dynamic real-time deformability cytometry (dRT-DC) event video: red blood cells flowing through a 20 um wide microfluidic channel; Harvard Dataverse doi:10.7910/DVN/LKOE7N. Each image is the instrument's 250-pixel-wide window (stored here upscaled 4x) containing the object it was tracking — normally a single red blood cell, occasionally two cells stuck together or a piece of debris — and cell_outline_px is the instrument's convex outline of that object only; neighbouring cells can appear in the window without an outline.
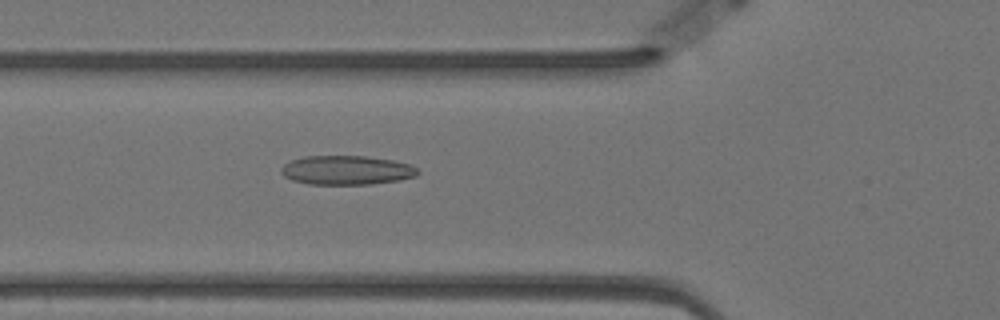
{"species": "Egyptian fruit bat (a non-hibernating species)", "species_latin": "Rousettus aegyptiacus", "temperature_condition": "warm", "stored_images_in_passage": 57, "camera_frame_rate_fps": 3000, "um_per_image_px": 0.085, "animal": {"sex": "female"}, "frame": {"image": 1, "passage_image": 20, "time_ms": 6.333, "image_size_px": [1000, 320], "cell_outline_px": [[420, 172], [416, 176], [400, 180], [372, 184], [308, 184], [292, 180], [284, 176], [280, 172], [280, 168], [284, 164], [292, 160], [304, 156], [368, 156], [392, 160], [412, 164]], "centroid_in_image_um": [29.47, 14.46], "position_along_channel_um": 96.3, "area_um2": 23.35}}
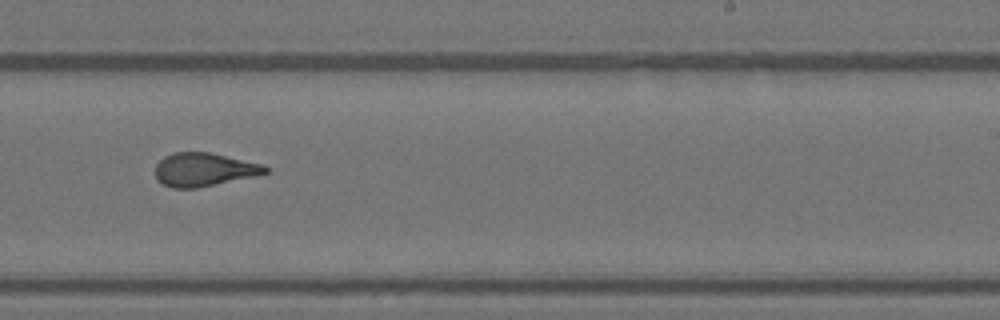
{"frame": {"image": 2, "passage_image": 35, "time_ms": 11.333, "image_size_px": [1000, 320], "cell_outline_px": [[268, 172], [256, 176], [196, 188], [172, 188], [156, 180], [156, 164], [164, 156], [172, 152], [208, 152], [264, 164], [268, 168]], "centroid_in_image_um": [17.33, 14.41], "position_along_channel_um": 271.7, "area_um2": 21.44}}
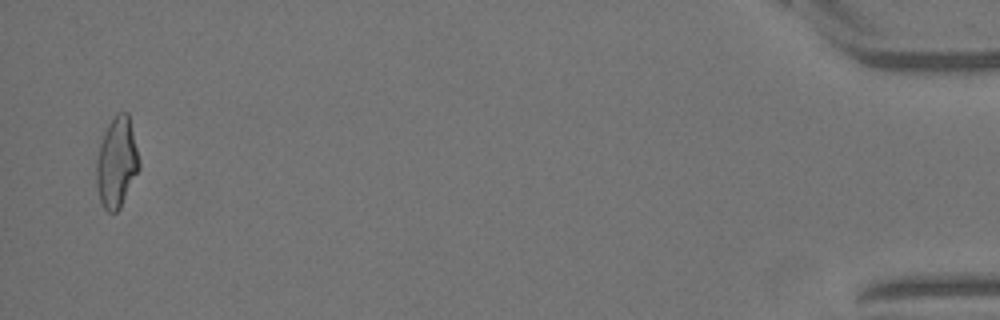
{"frame": {"image": 3, "passage_image": 56, "time_ms": 18.333, "image_size_px": [1000, 320], "cell_outline_px": [[140, 168], [120, 208], [116, 212], [108, 212], [104, 208], [100, 200], [96, 184], [96, 164], [100, 144], [104, 132], [108, 124], [116, 112], [128, 112], [140, 160]], "centroid_in_image_um": [9.93, 13.8], "position_along_channel_um": 425.3, "area_um2": 22.54}, "authors_computed_cell_mechanics": {"area_um2": 21.7328, "velocity_mm_per_s": 3.4955, "shape_relaxation_time_tau1_ms": 9.2084, "shape_relaxation_time_tau2_ms": 1.6591, "deformation_change_tau1": 0.2349, "deformation_change_tau2": 0.0995}}